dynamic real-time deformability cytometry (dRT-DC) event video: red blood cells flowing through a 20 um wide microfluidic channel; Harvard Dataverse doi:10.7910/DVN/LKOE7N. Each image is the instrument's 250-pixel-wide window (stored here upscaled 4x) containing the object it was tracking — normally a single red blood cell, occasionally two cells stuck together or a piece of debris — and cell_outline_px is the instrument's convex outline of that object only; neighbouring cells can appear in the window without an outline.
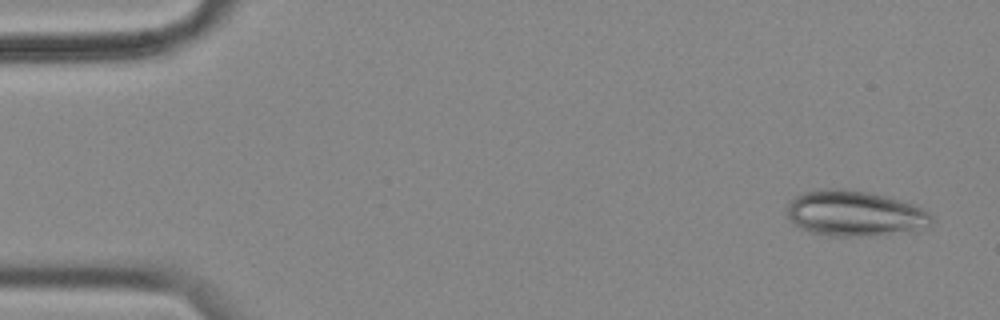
{"species": "common noctule bat (a hibernating species)", "species_latin": "Nyctalus noctula", "temperature_condition": "cold", "stored_images_in_passage": 9, "camera_frame_rate_fps": 3000, "um_per_image_px": 0.085, "animal": {"sex": "female", "body_mass_g": 18.4}, "frame": {"image": 1, "passage_image": 1, "time_ms": 0.0, "image_size_px": [1000, 320], "cell_outline_px": [[936, 220], [928, 228], [916, 232], [844, 236], [832, 236], [812, 232], [800, 228], [788, 216], [788, 204], [796, 196], [804, 192], [824, 188], [844, 188], [868, 192], [884, 196], [912, 204], [928, 212]], "centroid_in_image_um": [72.71, 18.14], "position_along_channel_um": 12.3, "area_um2": 38.32}}
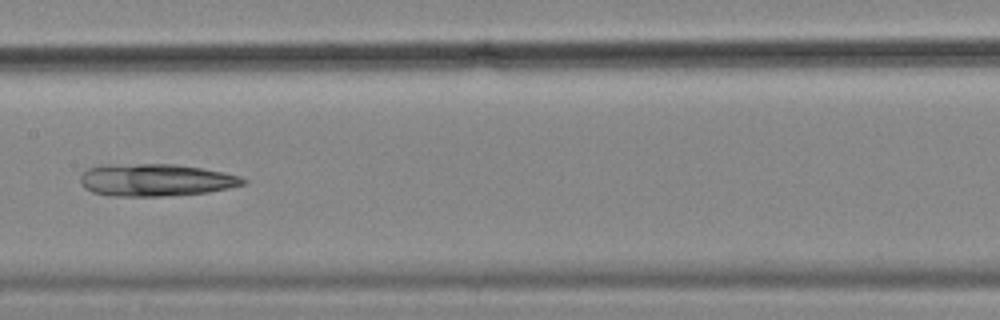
{"frame": {"image": 2, "passage_image": 8, "time_ms": 2.333, "image_size_px": [1000, 320], "cell_outline_px": [[248, 180], [244, 184], [228, 188], [208, 192], [164, 196], [112, 196], [92, 192], [84, 188], [80, 184], [80, 176], [88, 168], [100, 164], [176, 164], [200, 168], [240, 176]], "centroid_in_image_um": [13.18, 15.3], "position_along_channel_um": 194.2, "area_um2": 30.75}}
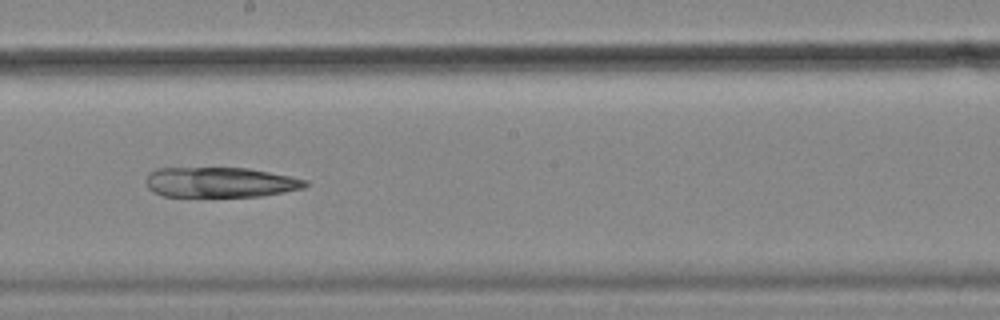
{"frame": {"image": 3, "passage_image": 9, "time_ms": 2.667, "image_size_px": [1000, 320], "cell_outline_px": [[308, 184], [304, 188], [284, 192], [260, 196], [164, 196], [152, 192], [148, 188], [148, 172], [156, 168], [248, 168], [308, 180]], "centroid_in_image_um": [18.71, 15.49], "position_along_channel_um": 229.5, "area_um2": 27.8}}